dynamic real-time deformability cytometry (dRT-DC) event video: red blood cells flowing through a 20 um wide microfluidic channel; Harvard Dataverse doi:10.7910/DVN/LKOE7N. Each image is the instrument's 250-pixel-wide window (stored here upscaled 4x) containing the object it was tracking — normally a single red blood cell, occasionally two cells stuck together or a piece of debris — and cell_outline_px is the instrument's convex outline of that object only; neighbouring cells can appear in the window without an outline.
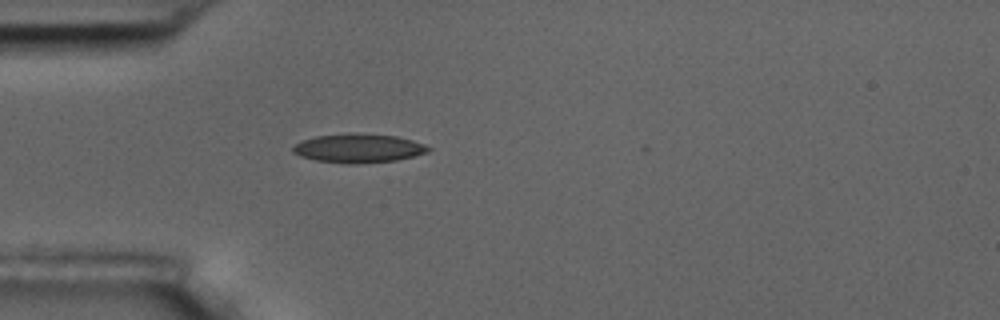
{"species": "common noctule bat (a hibernating species)", "species_latin": "Nyctalus noctula", "temperature_condition": "room temperature", "stored_images_in_passage": 2, "camera_frame_rate_fps": 3000, "um_per_image_px": 0.085, "animal": {"sex": "male", "body_mass_g": 17.5, "forearm_length_mm": 52.3}, "frame": {"image": 1, "passage_image": 1, "time_ms": 0.0, "image_size_px": [1000, 320], "cell_outline_px": [[432, 148], [428, 152], [396, 160], [352, 164], [348, 164], [316, 160], [300, 156], [292, 152], [292, 148], [300, 140], [316, 136], [348, 132], [352, 132], [396, 136], [412, 140], [424, 144]], "centroid_in_image_um": [30.44, 12.58], "position_along_channel_um": 54.6, "area_um2": 22.89}}